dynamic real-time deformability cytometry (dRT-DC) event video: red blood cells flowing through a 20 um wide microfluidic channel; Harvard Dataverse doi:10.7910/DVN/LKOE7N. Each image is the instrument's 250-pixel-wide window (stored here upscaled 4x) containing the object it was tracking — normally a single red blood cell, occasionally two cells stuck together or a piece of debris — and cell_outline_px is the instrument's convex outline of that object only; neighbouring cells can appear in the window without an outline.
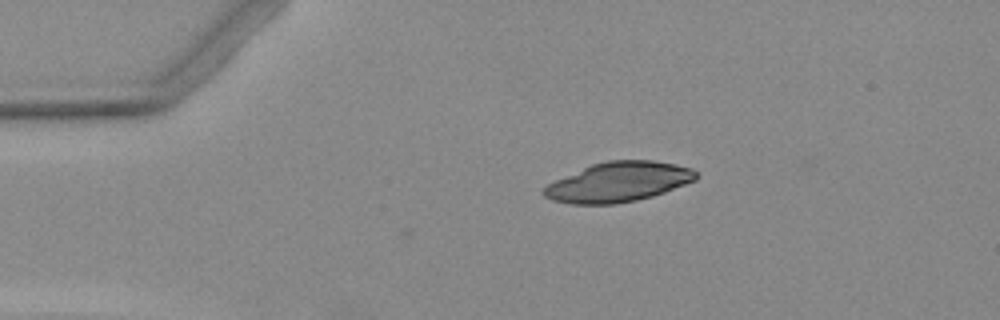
{"species": "Egyptian fruit bat (a non-hibernating species)", "species_latin": "Rousettus aegyptiacus", "temperature_condition": "warm", "stored_images_in_passage": 2, "camera_frame_rate_fps": 3000, "um_per_image_px": 0.085, "animal": {"sex": "female"}, "frame": {"image": 1, "passage_image": 1, "time_ms": 0.0, "image_size_px": [1000, 320], "cell_outline_px": [[696, 180], [664, 192], [652, 196], [636, 200], [616, 204], [572, 204], [552, 200], [544, 196], [540, 192], [548, 184], [556, 180], [592, 164], [608, 160], [652, 160], [692, 168], [696, 172]], "centroid_in_image_um": [52.55, 15.47], "position_along_channel_um": 32.5, "area_um2": 34.97}}